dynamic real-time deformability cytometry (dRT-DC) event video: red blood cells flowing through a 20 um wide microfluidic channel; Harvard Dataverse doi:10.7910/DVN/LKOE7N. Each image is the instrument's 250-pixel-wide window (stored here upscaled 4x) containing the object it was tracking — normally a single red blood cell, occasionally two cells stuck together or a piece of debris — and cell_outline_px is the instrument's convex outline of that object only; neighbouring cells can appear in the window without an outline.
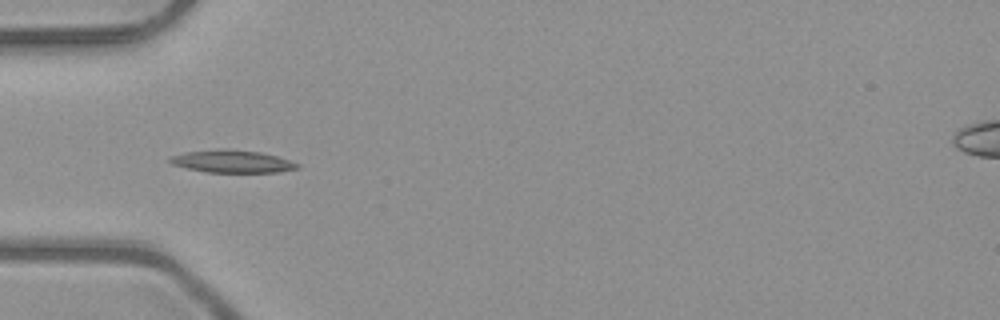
{"species": "common noctule bat (a hibernating species)", "species_latin": "Nyctalus noctula", "temperature_condition": "room temperature", "stored_images_in_passage": 38, "camera_frame_rate_fps": 3000, "um_per_image_px": 0.085, "animal": {"sex": "male", "body_mass_g": 23.1, "forearm_length_mm": 52.7}, "frame": {"image": 1, "passage_image": 3, "time_ms": 0.667, "image_size_px": [1000, 320], "cell_outline_px": [[300, 168], [280, 172], [208, 172], [188, 168], [172, 164], [168, 160], [172, 156], [184, 152], [224, 148], [260, 152], [276, 156], [300, 164]], "centroid_in_image_um": [19.75, 13.71], "position_along_channel_um": 65.2, "area_um2": 16.65}}
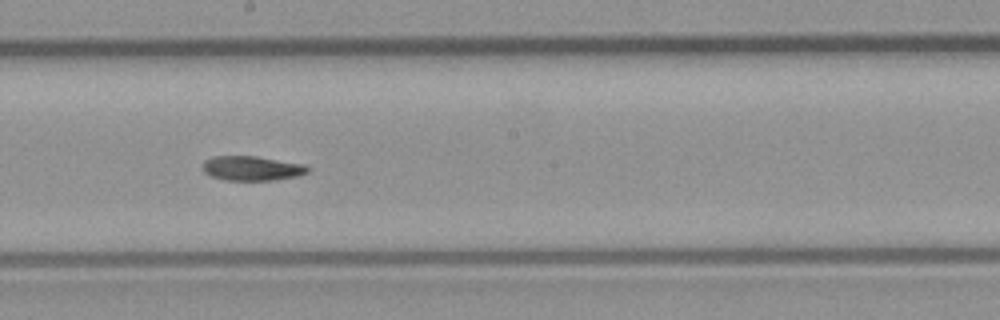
{"frame": {"image": 2, "passage_image": 15, "time_ms": 4.667, "image_size_px": [1000, 320], "cell_outline_px": [[312, 168], [308, 172], [296, 176], [272, 180], [228, 180], [212, 176], [204, 172], [204, 160], [212, 156], [256, 156], [308, 164]], "centroid_in_image_um": [21.48, 14.29], "position_along_channel_um": 226.7, "area_um2": 15.09}}
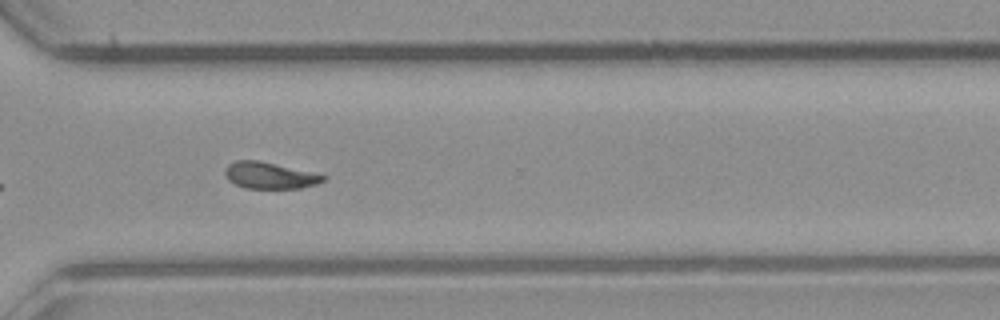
{"frame": {"image": 3, "passage_image": 24, "time_ms": 7.667, "image_size_px": [1000, 320], "cell_outline_px": [[328, 176], [324, 180], [316, 184], [300, 188], [244, 188], [228, 180], [224, 172], [224, 168], [228, 164], [236, 160], [256, 160]], "centroid_in_image_um": [22.87, 14.92], "position_along_channel_um": 347.7, "area_um2": 14.91}, "authors_computed_cell_mechanics": {"area_um2": 15.4615, "velocity_mm_per_s": 4.0438, "shape_relaxation_time_tau1_ms": null, "shape_relaxation_time_tau2_ms": 4.6147, "deformation_change_tau1": null, "deformation_change_tau2": 0.1014}}